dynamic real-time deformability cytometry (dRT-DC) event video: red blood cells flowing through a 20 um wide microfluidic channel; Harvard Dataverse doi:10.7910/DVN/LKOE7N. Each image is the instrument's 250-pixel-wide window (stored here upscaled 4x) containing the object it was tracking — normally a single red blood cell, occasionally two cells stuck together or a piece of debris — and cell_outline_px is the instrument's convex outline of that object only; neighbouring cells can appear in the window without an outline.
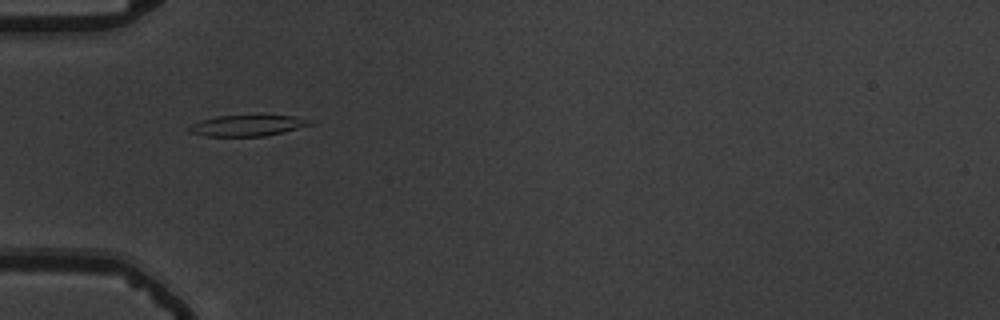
{"species": "common noctule bat (a hibernating species)", "species_latin": "Nyctalus noctula", "temperature_condition": "warm", "stored_images_in_passage": 34, "camera_frame_rate_fps": 3000, "um_per_image_px": 0.085, "animal": {"sex": "male", "body_mass_g": 19.5, "forearm_length_mm": 54.6}, "frame": {"image": 1, "passage_image": 1, "time_ms": 0.0, "image_size_px": [1000, 320], "cell_outline_px": [[312, 124], [284, 132], [264, 136], [204, 136], [188, 132], [188, 128], [192, 124], [200, 120], [216, 116], [292, 116], [312, 120]], "centroid_in_image_um": [20.98, 10.68], "position_along_channel_um": 64.0, "area_um2": 14.62}}
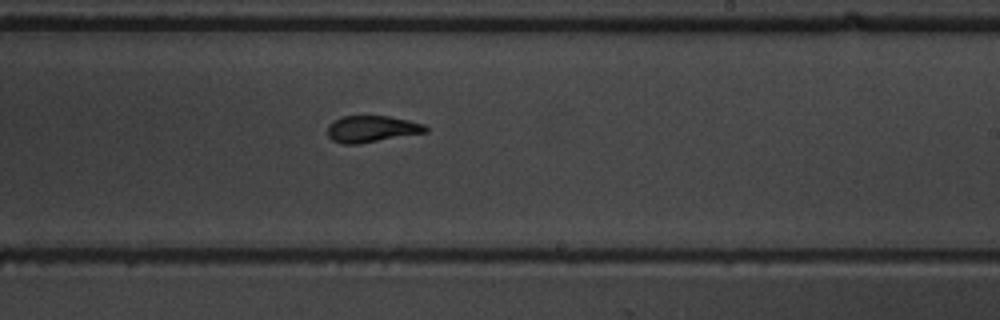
{"frame": {"image": 2, "passage_image": 17, "time_ms": 5.333, "image_size_px": [1000, 320], "cell_outline_px": [[428, 132], [360, 144], [344, 144], [332, 140], [328, 136], [328, 124], [340, 116], [388, 116], [408, 120], [424, 124], [428, 128]], "centroid_in_image_um": [31.59, 10.96], "position_along_channel_um": 257.4, "area_um2": 15.32}}
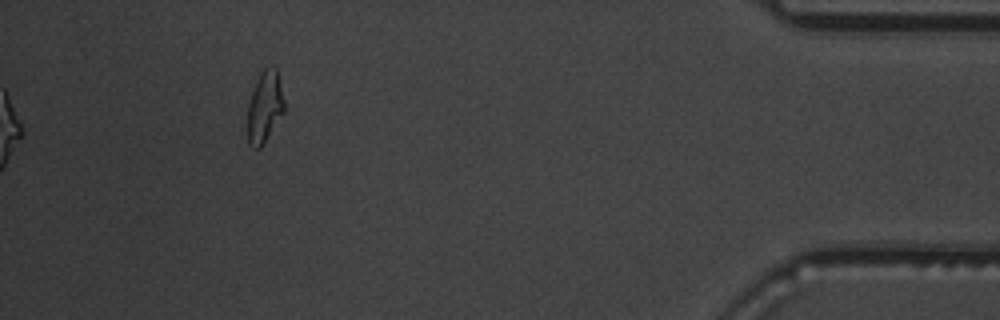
{"frame": {"image": 3, "passage_image": 34, "time_ms": 11.0, "image_size_px": [1000, 320], "cell_outline_px": [[284, 112], [260, 148], [252, 148], [248, 144], [248, 104], [256, 80], [260, 72], [268, 64], [276, 68], [284, 100]], "centroid_in_image_um": [22.49, 9.06], "position_along_channel_um": 412.7, "area_um2": 15.2}, "authors_computed_cell_mechanics": {"area_um2": 15.7216, "velocity_mm_per_s": 3.6865, "shape_relaxation_time_tau1_ms": 5.9998, "shape_relaxation_time_tau2_ms": 1.5579, "deformation_change_tau1": 0.2021, "deformation_change_tau2": 0.0772}}